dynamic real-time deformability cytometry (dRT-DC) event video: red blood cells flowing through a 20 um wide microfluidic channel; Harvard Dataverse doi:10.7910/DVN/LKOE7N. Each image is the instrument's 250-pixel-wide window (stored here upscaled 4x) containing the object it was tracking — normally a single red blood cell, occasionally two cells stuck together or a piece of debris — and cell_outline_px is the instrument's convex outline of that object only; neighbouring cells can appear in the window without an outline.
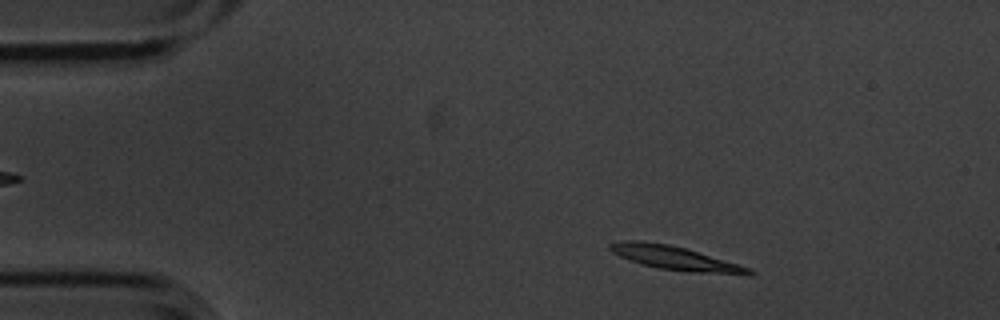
{"species": "common noctule bat (a hibernating species)", "species_latin": "Nyctalus noctula", "temperature_condition": "cold", "stored_images_in_passage": 3, "camera_frame_rate_fps": 3000, "um_per_image_px": 0.085, "animal": {"sex": "male", "body_mass_g": 20.1, "forearm_length_mm": 53.5}, "frame": {"image": 1, "passage_image": 1, "time_ms": 0.0, "image_size_px": [1000, 320], "cell_outline_px": [[756, 272], [752, 276], [744, 276], [688, 272], [660, 268], [640, 264], [628, 260], [612, 252], [608, 248], [608, 244], [624, 240], [640, 240], [668, 244], [684, 248], [752, 268]], "centroid_in_image_um": [57.47, 21.97], "position_along_channel_um": 27.5, "area_um2": 19.65}}
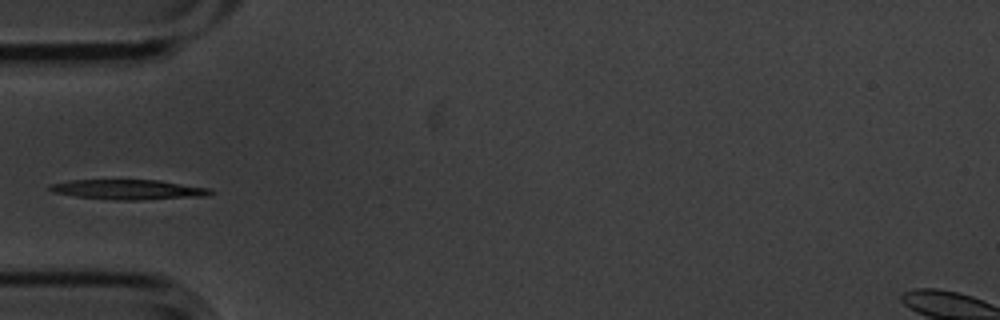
{"frame": {"image": 2, "passage_image": 3, "time_ms": 0.667, "image_size_px": [1000, 320], "cell_outline_px": [[216, 192], [208, 196], [144, 200], [116, 200], [76, 196], [52, 192], [48, 188], [48, 184], [68, 180], [160, 180], [212, 188]], "centroid_in_image_um": [10.98, 16.11], "position_along_channel_um": 74.0, "area_um2": 19.02}}